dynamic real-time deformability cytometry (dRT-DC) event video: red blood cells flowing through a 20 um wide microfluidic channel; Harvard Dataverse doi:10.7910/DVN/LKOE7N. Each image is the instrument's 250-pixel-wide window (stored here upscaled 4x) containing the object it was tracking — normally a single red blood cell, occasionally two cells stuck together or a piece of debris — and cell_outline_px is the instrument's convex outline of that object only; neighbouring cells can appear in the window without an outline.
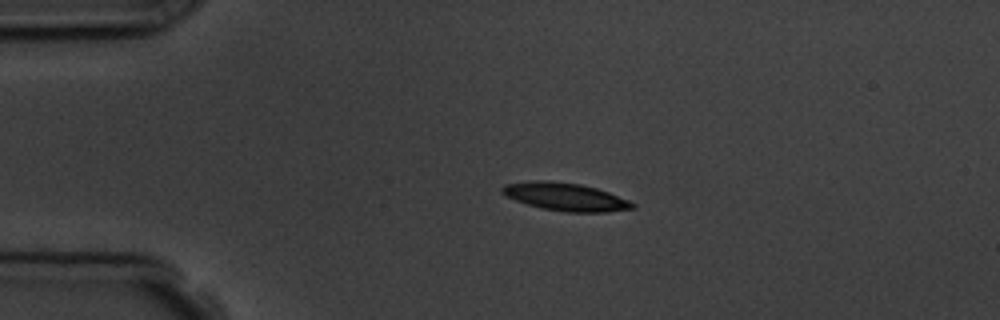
{"species": "common noctule bat (a hibernating species)", "species_latin": "Nyctalus noctula", "temperature_condition": "room temperature", "stored_images_in_passage": 5, "camera_frame_rate_fps": 3000, "um_per_image_px": 0.085, "animal": {"sex": "male", "body_mass_g": 19.5, "forearm_length_mm": 54.6}, "frame": {"image": 1, "passage_image": 3, "time_ms": 2.667, "image_size_px": [1000, 320], "cell_outline_px": [[636, 208], [608, 212], [564, 212], [540, 208], [504, 196], [500, 192], [500, 188], [504, 184], [532, 180], [548, 180], [580, 184], [596, 188], [608, 192], [628, 200], [636, 204]], "centroid_in_image_um": [48.03, 16.72], "position_along_channel_um": 37.0, "area_um2": 21.39}}
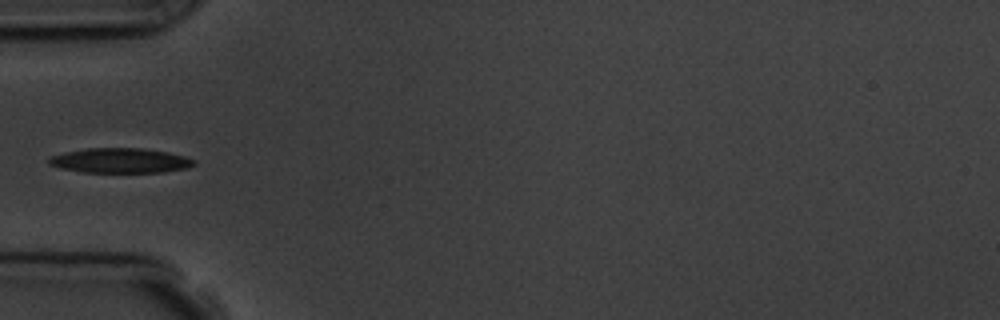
{"frame": {"image": 2, "passage_image": 5, "time_ms": 4.667, "image_size_px": [1000, 320], "cell_outline_px": [[196, 164], [188, 168], [164, 172], [84, 172], [60, 168], [48, 164], [48, 156], [64, 152], [88, 148], [140, 148], [168, 152], [184, 156], [196, 160]], "centroid_in_image_um": [10.21, 13.65], "position_along_channel_um": 74.8, "area_um2": 21.1}}